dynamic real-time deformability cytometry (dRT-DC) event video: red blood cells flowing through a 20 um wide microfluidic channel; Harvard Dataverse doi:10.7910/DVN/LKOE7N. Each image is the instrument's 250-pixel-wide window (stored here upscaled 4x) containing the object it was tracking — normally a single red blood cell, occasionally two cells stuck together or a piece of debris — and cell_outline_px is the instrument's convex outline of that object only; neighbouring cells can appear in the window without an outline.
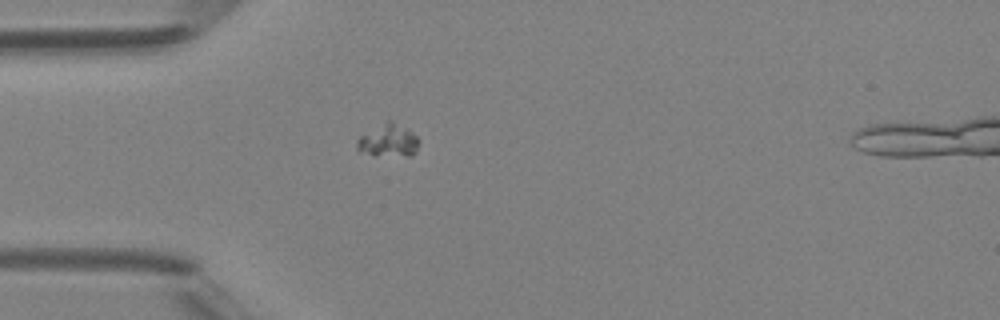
{"species": "Egyptian fruit bat (a non-hibernating species)", "species_latin": "Rousettus aegyptiacus", "temperature_condition": "room temperature", "stored_images_in_passage": 35, "camera_frame_rate_fps": 3000, "um_per_image_px": 0.085, "animal": {"sex": "female"}, "frame": {"image": 1, "passage_image": 1, "time_ms": 0.0, "image_size_px": [1000, 320], "cell_outline_px": [[420, 140], [416, 152], [412, 156], [372, 156], [360, 152], [356, 148], [356, 140], [360, 136], [388, 120], [392, 120], [408, 128]], "centroid_in_image_um": [33.02, 11.98], "position_along_channel_um": 52.0, "area_um2": 12.14}}
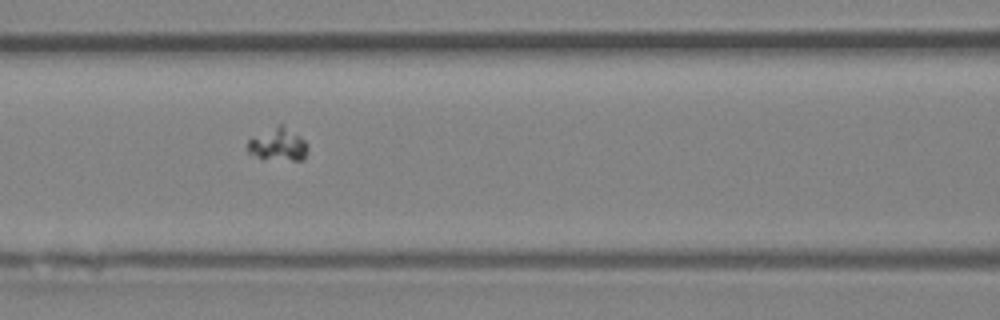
{"frame": {"image": 2, "passage_image": 8, "time_ms": 2.333, "image_size_px": [1000, 320], "cell_outline_px": [[308, 148], [304, 160], [292, 160], [256, 156], [248, 152], [248, 140], [252, 136], [276, 124], [284, 124], [300, 136], [308, 144]], "centroid_in_image_um": [23.66, 12.23], "position_along_channel_um": 142.9, "area_um2": 11.5}}
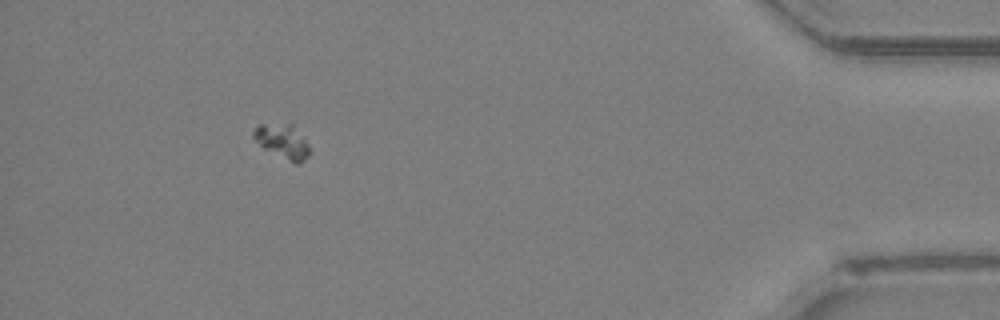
{"frame": {"image": 3, "passage_image": 31, "time_ms": 10.0, "image_size_px": [1000, 320], "cell_outline_px": [[312, 152], [300, 164], [296, 164], [264, 148], [252, 136], [252, 132], [256, 124], [292, 120], [308, 144]], "centroid_in_image_um": [24.04, 11.93], "position_along_channel_um": 411.2, "area_um2": 11.85}}